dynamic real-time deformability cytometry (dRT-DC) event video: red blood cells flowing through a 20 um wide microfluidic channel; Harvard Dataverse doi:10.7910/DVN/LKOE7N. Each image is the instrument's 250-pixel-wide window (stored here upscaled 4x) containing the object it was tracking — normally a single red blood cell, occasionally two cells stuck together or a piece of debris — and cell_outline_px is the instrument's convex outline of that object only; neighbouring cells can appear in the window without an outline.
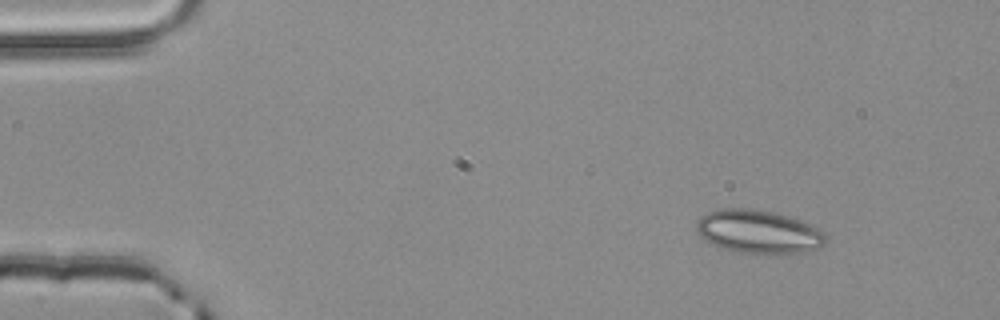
{"species": "common noctule bat (a hibernating species)", "species_latin": "Nyctalus noctula", "temperature_condition": "room temperature", "stored_images_in_passage": 3, "camera_frame_rate_fps": 3000, "um_per_image_px": 0.085, "animal": {"sex": "male", "body_mass_g": 20.4}, "frame": {"image": 1, "passage_image": 1, "time_ms": 0.0, "image_size_px": [1000, 320], "cell_outline_px": [[824, 244], [820, 248], [804, 252], [740, 252], [720, 248], [704, 240], [700, 236], [696, 228], [696, 224], [700, 216], [716, 208], [752, 208], [772, 212], [800, 220], [824, 232]], "centroid_in_image_um": [64.4, 19.67], "position_along_channel_um": 20.6, "area_um2": 32.25}}